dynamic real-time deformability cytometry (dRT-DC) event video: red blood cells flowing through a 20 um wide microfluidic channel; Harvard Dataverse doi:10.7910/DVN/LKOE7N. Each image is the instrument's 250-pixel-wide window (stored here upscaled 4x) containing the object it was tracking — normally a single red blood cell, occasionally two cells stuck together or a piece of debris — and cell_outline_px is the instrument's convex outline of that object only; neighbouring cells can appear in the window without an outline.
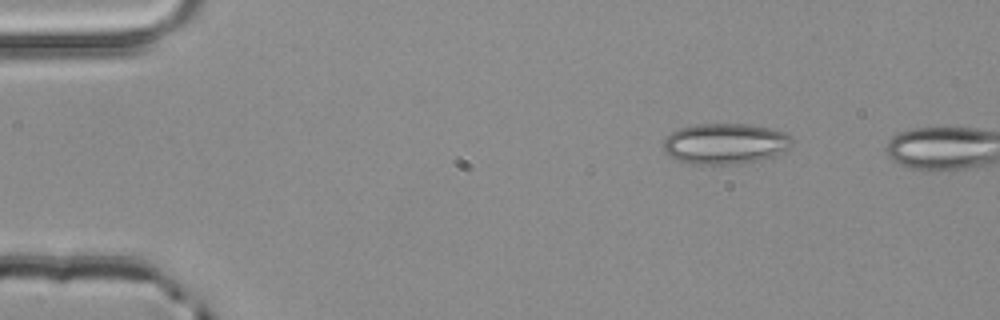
{"species": "common noctule bat (a hibernating species)", "species_latin": "Nyctalus noctula", "temperature_condition": "room temperature", "stored_images_in_passage": 2, "camera_frame_rate_fps": 3000, "um_per_image_px": 0.085, "animal": {"sex": "male", "body_mass_g": 20.4}, "frame": {"image": 1, "passage_image": 1, "time_ms": 0.0, "image_size_px": [1000, 320], "cell_outline_px": [[792, 144], [788, 148], [772, 156], [740, 164], [688, 164], [676, 160], [664, 152], [664, 140], [672, 132], [680, 128], [696, 124], [748, 124], [768, 128], [784, 132], [792, 136]], "centroid_in_image_um": [61.61, 12.21], "position_along_channel_um": 23.4, "area_um2": 30.46}}